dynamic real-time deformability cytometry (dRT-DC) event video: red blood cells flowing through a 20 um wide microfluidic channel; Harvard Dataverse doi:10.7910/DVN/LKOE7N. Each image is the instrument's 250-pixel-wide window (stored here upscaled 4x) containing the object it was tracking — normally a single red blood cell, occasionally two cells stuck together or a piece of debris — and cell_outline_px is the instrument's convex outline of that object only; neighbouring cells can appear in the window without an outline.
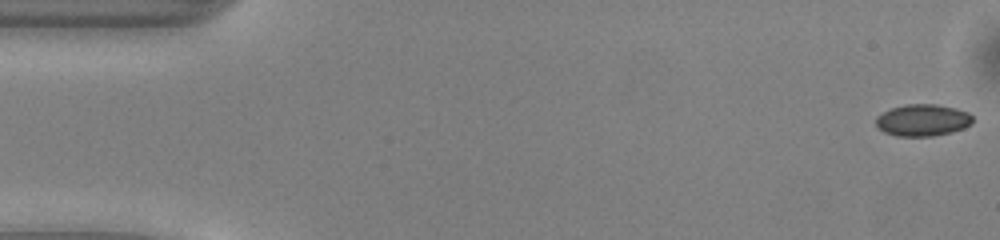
{"species": "common noctule bat (a hibernating species)", "species_latin": "Nyctalus noctula", "temperature_condition": "warm", "stored_images_in_passage": 15, "camera_frame_rate_fps": 3000, "um_per_image_px": 0.085, "animal": {"sex": "male", "body_mass_g": 13.0, "forearm_length_mm": 53.1}, "frame": {"image": 1, "passage_image": 1, "time_ms": 0.0, "image_size_px": [1000, 240], "cell_outline_px": [[972, 124], [964, 128], [952, 132], [932, 136], [896, 136], [884, 132], [876, 128], [876, 116], [892, 108], [904, 104], [936, 104], [956, 108], [968, 112], [972, 116]], "centroid_in_image_um": [78.42, 10.21], "position_along_channel_um": 6.6, "area_um2": 18.09}}
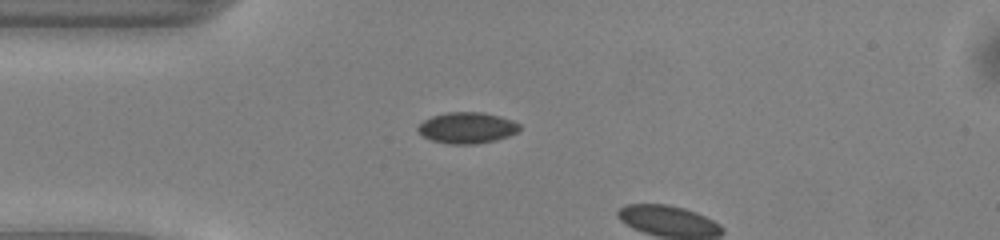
{"frame": {"image": 2, "passage_image": 13, "time_ms": 4.0, "image_size_px": [1000, 240], "cell_outline_px": [[520, 128], [516, 132], [508, 136], [496, 140], [476, 144], [448, 144], [432, 140], [424, 136], [416, 128], [424, 120], [432, 116], [444, 112], [484, 112], [500, 116], [512, 120], [520, 124]], "centroid_in_image_um": [39.7, 10.86], "position_along_channel_um": 45.3, "area_um2": 18.44}}